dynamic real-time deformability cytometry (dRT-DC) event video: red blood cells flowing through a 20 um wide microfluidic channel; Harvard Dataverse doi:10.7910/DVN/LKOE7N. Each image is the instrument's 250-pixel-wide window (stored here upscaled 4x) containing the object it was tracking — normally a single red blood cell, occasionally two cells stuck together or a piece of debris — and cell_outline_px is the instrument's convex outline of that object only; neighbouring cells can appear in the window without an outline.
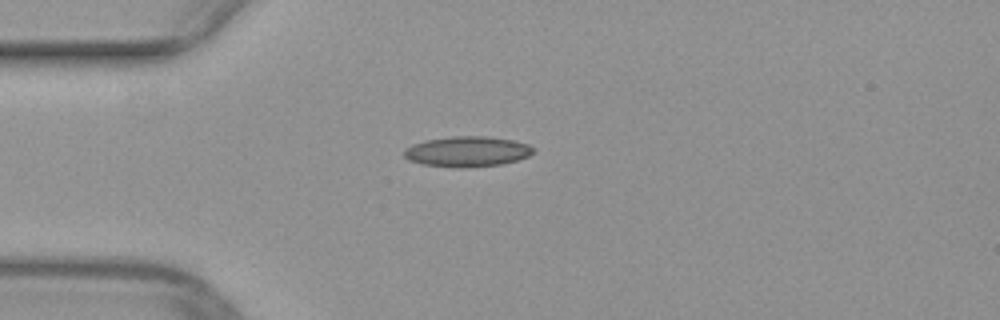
{"species": "common noctule bat (a hibernating species)", "species_latin": "Nyctalus noctula", "temperature_condition": "warm", "stored_images_in_passage": 38, "camera_frame_rate_fps": 3000, "um_per_image_px": 0.085, "animal": {"sex": "female", "body_mass_g": 29.2, "forearm_length_mm": 56.3}, "frame": {"image": 1, "passage_image": 1, "time_ms": 0.0, "image_size_px": [1000, 320], "cell_outline_px": [[536, 148], [528, 156], [516, 160], [500, 164], [460, 168], [452, 168], [420, 164], [408, 160], [404, 156], [404, 148], [412, 144], [424, 140], [452, 136], [488, 136], [512, 140], [528, 144]], "centroid_in_image_um": [39.66, 12.88], "position_along_channel_um": 45.3, "area_um2": 23.06}}
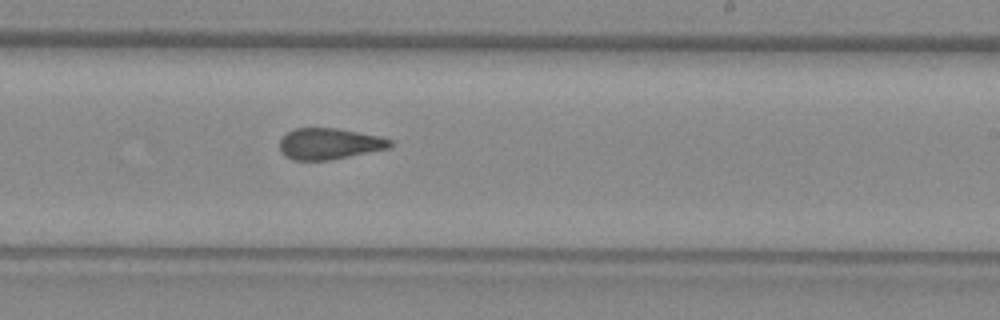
{"frame": {"image": 2, "passage_image": 18, "time_ms": 5.667, "image_size_px": [1000, 320], "cell_outline_px": [[392, 144], [388, 148], [328, 160], [292, 160], [284, 156], [280, 152], [280, 140], [288, 132], [296, 128], [336, 128], [380, 136], [392, 140]], "centroid_in_image_um": [27.96, 12.22], "position_along_channel_um": 261.0, "area_um2": 19.88}}
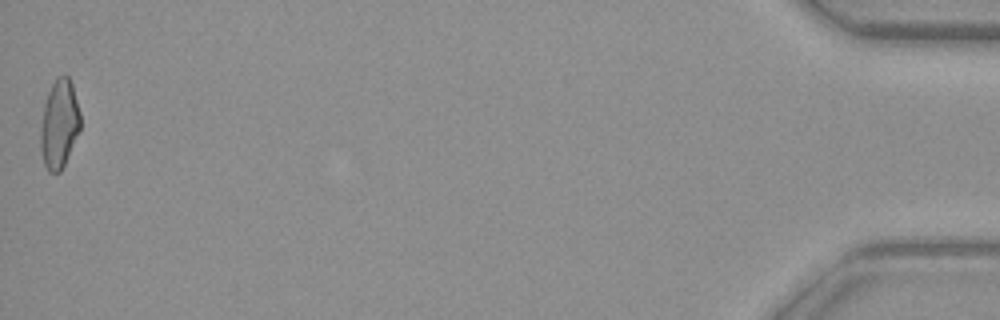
{"frame": {"image": 3, "passage_image": 38, "time_ms": 12.333, "image_size_px": [1000, 320], "cell_outline_px": [[80, 132], [60, 172], [48, 172], [44, 164], [40, 148], [40, 128], [44, 104], [48, 92], [52, 84], [60, 76], [68, 76], [72, 84], [80, 112]], "centroid_in_image_um": [5.03, 10.57], "position_along_channel_um": 430.2, "area_um2": 20.52}}